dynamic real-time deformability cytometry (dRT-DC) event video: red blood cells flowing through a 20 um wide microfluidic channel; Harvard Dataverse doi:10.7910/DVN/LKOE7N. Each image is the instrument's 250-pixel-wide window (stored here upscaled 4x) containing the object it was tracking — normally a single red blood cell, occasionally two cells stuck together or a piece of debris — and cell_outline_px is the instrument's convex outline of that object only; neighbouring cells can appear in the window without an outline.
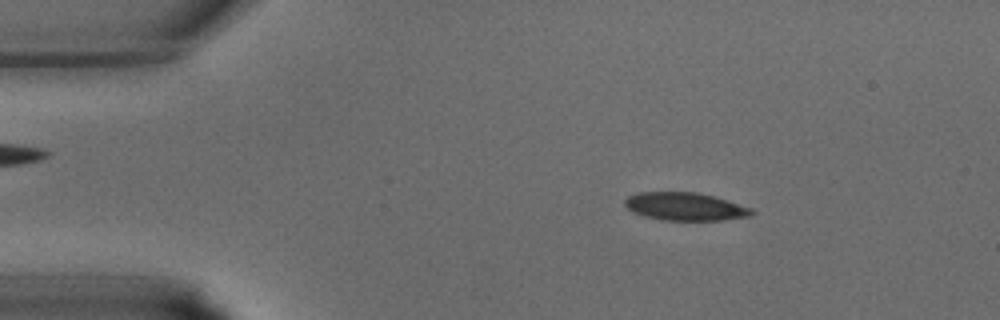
{"species": "common noctule bat (a hibernating species)", "species_latin": "Nyctalus noctula", "temperature_condition": "warm", "stored_images_in_passage": 40, "camera_frame_rate_fps": 3000, "um_per_image_px": 0.085, "animal": {"sex": "male", "body_mass_g": 15.6}, "frame": {"image": 1, "passage_image": 6, "time_ms": 1.667, "image_size_px": [1000, 320], "cell_outline_px": [[756, 212], [752, 216], [720, 220], [660, 220], [644, 216], [632, 212], [624, 204], [624, 200], [628, 196], [640, 192], [696, 192], [712, 196], [752, 208]], "centroid_in_image_um": [58.22, 17.56], "position_along_channel_um": 26.8, "area_um2": 20.63}}
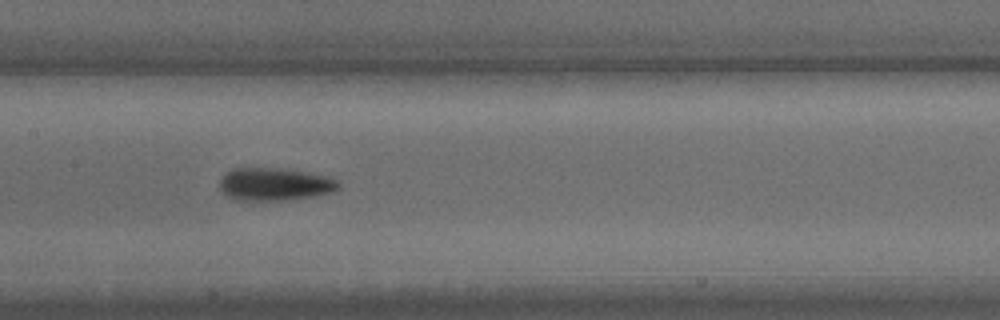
{"frame": {"image": 2, "passage_image": 19, "time_ms": 6.0, "image_size_px": [1000, 320], "cell_outline_px": [[340, 188], [332, 192], [316, 196], [284, 200], [240, 200], [228, 196], [220, 188], [220, 180], [232, 168], [280, 168], [308, 172], [328, 176], [336, 180], [340, 184]], "centroid_in_image_um": [23.4, 15.65], "position_along_channel_um": 184.0, "area_um2": 22.6}}
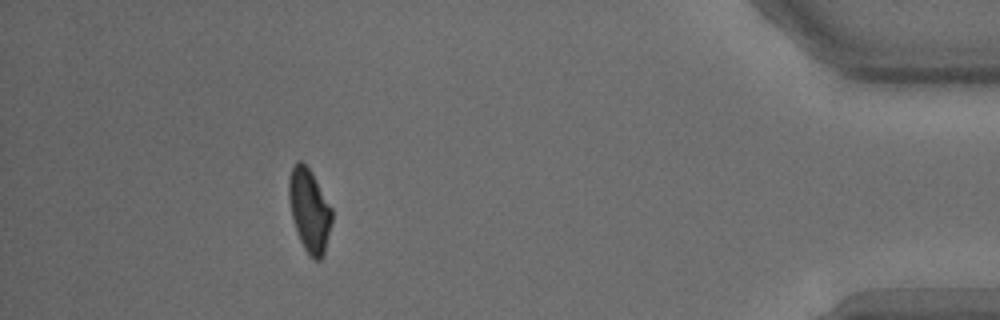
{"frame": {"image": 3, "passage_image": 36, "time_ms": 11.667, "image_size_px": [1000, 320], "cell_outline_px": [[332, 220], [324, 252], [320, 260], [316, 260], [308, 256], [300, 240], [292, 216], [288, 200], [288, 180], [292, 168], [296, 160], [300, 160], [312, 172], [332, 208]], "centroid_in_image_um": [26.29, 17.86], "position_along_channel_um": 408.9, "area_um2": 20.75}}